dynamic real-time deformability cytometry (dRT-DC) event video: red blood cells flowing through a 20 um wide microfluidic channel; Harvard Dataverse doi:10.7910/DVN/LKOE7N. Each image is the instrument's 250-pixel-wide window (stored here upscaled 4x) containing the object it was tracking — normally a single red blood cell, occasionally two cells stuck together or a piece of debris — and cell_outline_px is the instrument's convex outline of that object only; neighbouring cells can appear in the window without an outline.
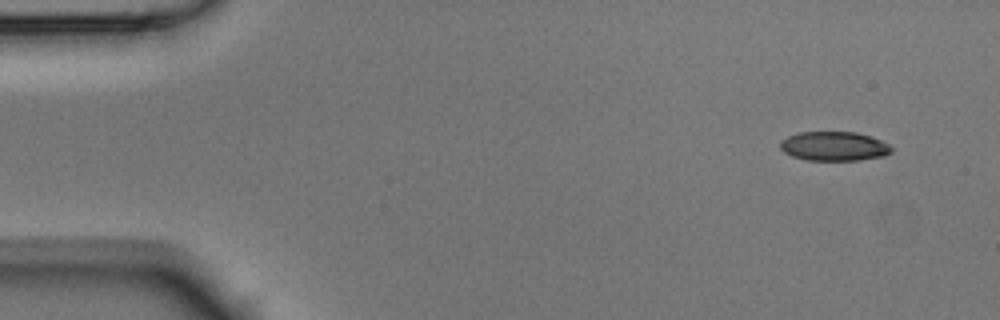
{"species": "Egyptian fruit bat (a non-hibernating species)", "species_latin": "Rousettus aegyptiacus", "temperature_condition": "room temperature", "stored_images_in_passage": 7, "camera_frame_rate_fps": 3000, "um_per_image_px": 0.085, "animal": {"sex": "male"}, "frame": {"image": 1, "passage_image": 1, "time_ms": 0.0, "image_size_px": [1000, 320], "cell_outline_px": [[892, 152], [884, 156], [860, 160], [808, 160], [792, 156], [784, 152], [780, 148], [780, 140], [796, 132], [856, 132], [872, 136], [888, 144], [892, 148]], "centroid_in_image_um": [70.89, 12.42], "position_along_channel_um": 14.1, "area_um2": 19.07}}
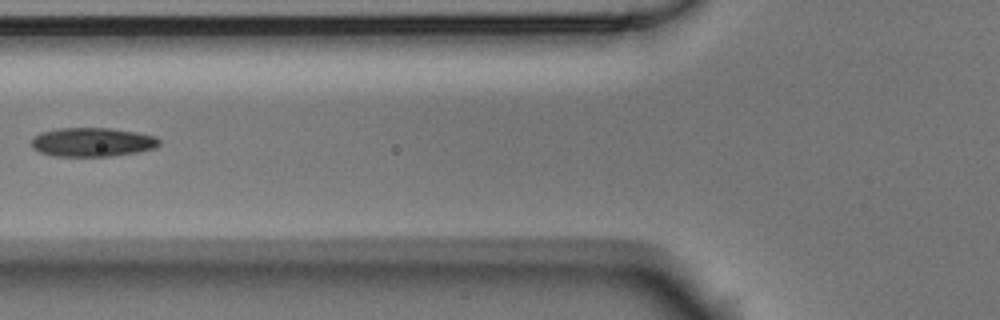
{"frame": {"image": 2, "passage_image": 6, "time_ms": 1.667, "image_size_px": [1000, 320], "cell_outline_px": [[160, 144], [156, 148], [136, 152], [112, 156], [52, 156], [40, 152], [32, 148], [32, 140], [40, 132], [56, 128], [108, 128], [136, 132], [156, 136], [160, 140]], "centroid_in_image_um": [7.85, 12.08], "position_along_channel_um": 117.9, "area_um2": 21.62}}
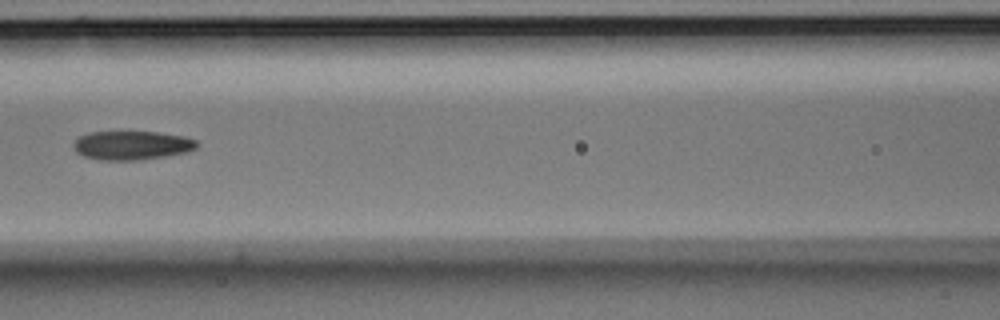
{"frame": {"image": 3, "passage_image": 7, "time_ms": 2.0, "image_size_px": [1000, 320], "cell_outline_px": [[200, 144], [196, 148], [188, 152], [164, 156], [136, 160], [100, 160], [84, 156], [76, 152], [72, 144], [80, 136], [88, 132], [156, 132], [184, 136], [196, 140]], "centroid_in_image_um": [11.22, 12.35], "position_along_channel_um": 155.4, "area_um2": 20.75}}